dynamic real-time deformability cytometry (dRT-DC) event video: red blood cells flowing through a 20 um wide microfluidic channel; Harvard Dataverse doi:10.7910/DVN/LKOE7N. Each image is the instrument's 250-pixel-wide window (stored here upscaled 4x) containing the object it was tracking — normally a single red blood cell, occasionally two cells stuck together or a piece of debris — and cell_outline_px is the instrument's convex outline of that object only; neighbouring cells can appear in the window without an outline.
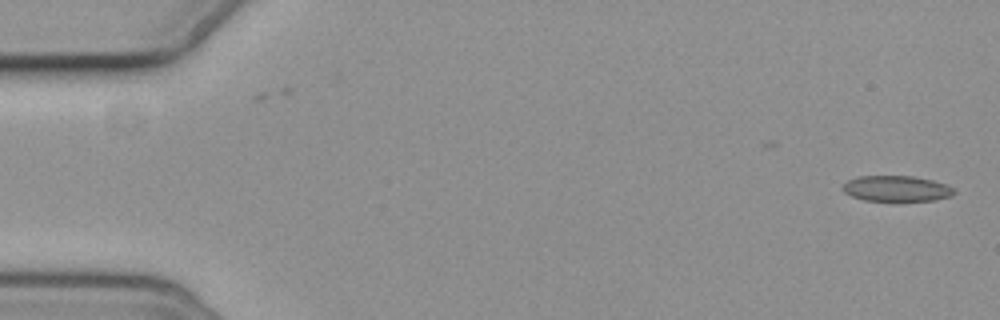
{"species": "common noctule bat (a hibernating species)", "species_latin": "Nyctalus noctula", "temperature_condition": "cold", "stored_images_in_passage": 2, "camera_frame_rate_fps": 3000, "um_per_image_px": 0.085, "animal": {"sex": "female", "body_mass_g": 19.3, "forearm_length_mm": 54.1}, "frame": {"image": 1, "passage_image": 2, "time_ms": 1.0, "image_size_px": [1000, 320], "cell_outline_px": [[956, 192], [948, 196], [936, 200], [896, 204], [864, 200], [852, 196], [844, 192], [840, 188], [848, 180], [856, 176], [912, 176], [932, 180], [944, 184], [952, 188]], "centroid_in_image_um": [76.16, 16.08], "position_along_channel_um": 8.8, "area_um2": 17.46}}